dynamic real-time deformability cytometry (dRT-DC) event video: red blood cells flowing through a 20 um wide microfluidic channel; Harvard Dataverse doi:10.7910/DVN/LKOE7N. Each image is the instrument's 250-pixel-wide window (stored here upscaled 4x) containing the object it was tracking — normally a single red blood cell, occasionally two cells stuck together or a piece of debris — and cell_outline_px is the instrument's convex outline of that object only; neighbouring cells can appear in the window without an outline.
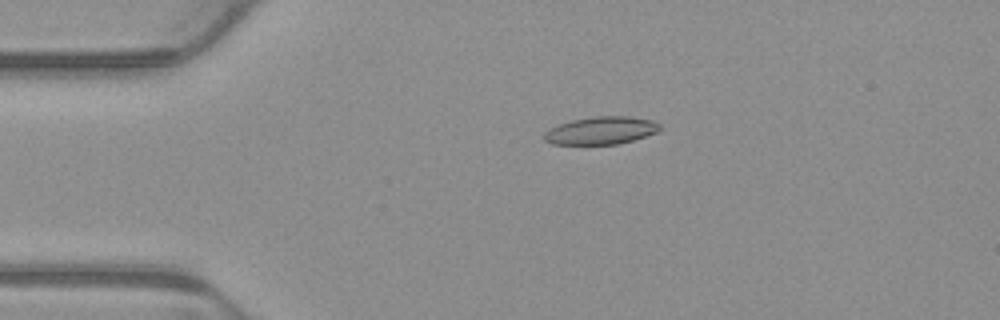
{"species": "common noctule bat (a hibernating species)", "species_latin": "Nyctalus noctula", "temperature_condition": "warm", "stored_images_in_passage": 5, "camera_frame_rate_fps": 3000, "um_per_image_px": 0.085, "animal": {"sex": "male", "body_mass_g": 23.1, "forearm_length_mm": 52.7}, "frame": {"image": 1, "passage_image": 4, "time_ms": 1.0, "image_size_px": [1000, 320], "cell_outline_px": [[660, 128], [656, 132], [632, 140], [616, 144], [552, 144], [544, 140], [544, 132], [560, 124], [572, 120], [596, 116], [628, 116], [652, 120], [660, 124]], "centroid_in_image_um": [51.08, 11.09], "position_along_channel_um": 33.9, "area_um2": 18.38}}